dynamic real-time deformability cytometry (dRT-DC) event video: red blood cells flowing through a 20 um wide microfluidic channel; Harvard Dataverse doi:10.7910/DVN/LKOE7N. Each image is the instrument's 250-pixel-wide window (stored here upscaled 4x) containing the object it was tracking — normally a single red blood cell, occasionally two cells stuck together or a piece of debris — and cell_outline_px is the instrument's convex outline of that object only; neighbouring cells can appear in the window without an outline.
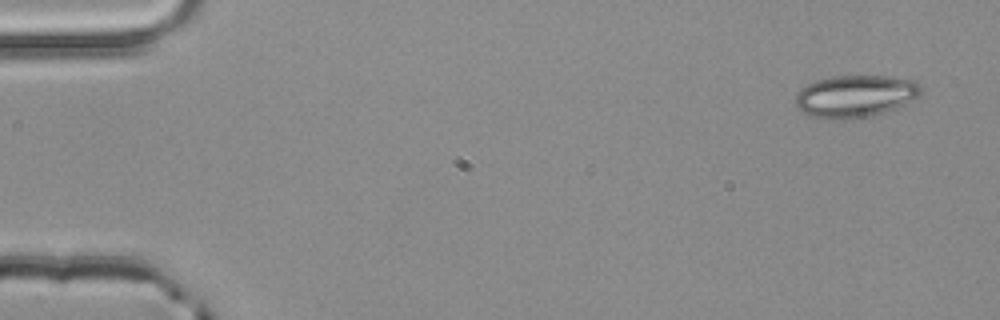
{"species": "common noctule bat (a hibernating species)", "species_latin": "Nyctalus noctula", "temperature_condition": "room temperature", "stored_images_in_passage": 3, "camera_frame_rate_fps": 3000, "um_per_image_px": 0.085, "animal": {"sex": "male", "body_mass_g": 20.4}, "frame": {"image": 1, "passage_image": 1, "time_ms": 0.0, "image_size_px": [1000, 320], "cell_outline_px": [[924, 88], [920, 96], [904, 104], [884, 112], [864, 116], [812, 116], [804, 112], [796, 104], [796, 96], [800, 88], [816, 80], [832, 76], [888, 76], [916, 80]], "centroid_in_image_um": [72.78, 8.1], "position_along_channel_um": 12.2, "area_um2": 29.94}}